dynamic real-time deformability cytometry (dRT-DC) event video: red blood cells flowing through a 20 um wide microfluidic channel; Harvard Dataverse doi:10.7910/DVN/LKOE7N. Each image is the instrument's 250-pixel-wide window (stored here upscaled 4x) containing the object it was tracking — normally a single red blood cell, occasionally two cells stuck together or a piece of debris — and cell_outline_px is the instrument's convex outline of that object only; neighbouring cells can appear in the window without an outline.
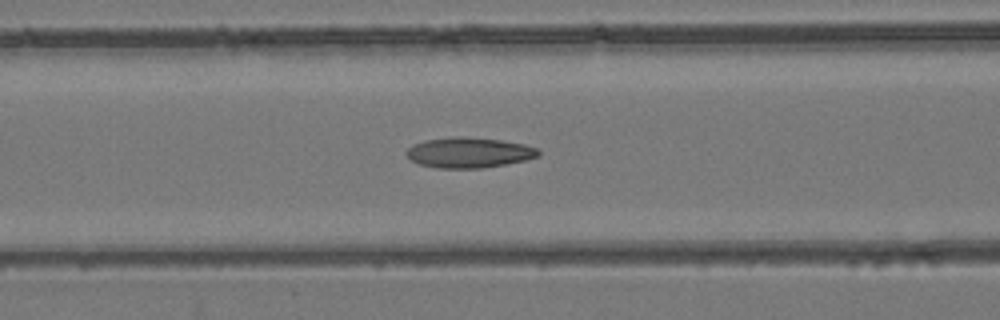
{"species": "common noctule bat (a hibernating species)", "species_latin": "Nyctalus noctula", "temperature_condition": "room temperature", "stored_images_in_passage": 36, "camera_frame_rate_fps": 3000, "um_per_image_px": 0.085, "animal": {"sex": "female", "body_mass_g": 24.6, "forearm_length_mm": 56.2}, "frame": {"image": 1, "passage_image": 5, "time_ms": 1.333, "image_size_px": [1000, 320], "cell_outline_px": [[540, 156], [524, 160], [504, 164], [480, 168], [436, 168], [420, 164], [412, 160], [404, 152], [412, 144], [424, 140], [452, 136], [460, 136], [500, 140], [524, 144], [536, 148], [540, 152]], "centroid_in_image_um": [39.83, 12.96], "position_along_channel_um": 126.8, "area_um2": 23.29}}
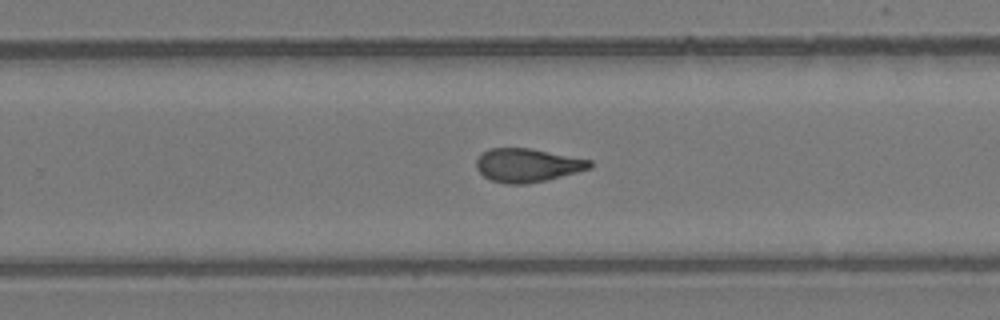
{"frame": {"image": 2, "passage_image": 17, "time_ms": 5.333, "image_size_px": [1000, 320], "cell_outline_px": [[592, 168], [544, 180], [524, 184], [504, 184], [492, 180], [484, 176], [476, 168], [476, 160], [488, 148], [532, 148], [592, 160]], "centroid_in_image_um": [44.83, 14.03], "position_along_channel_um": 285.0, "area_um2": 22.08}}
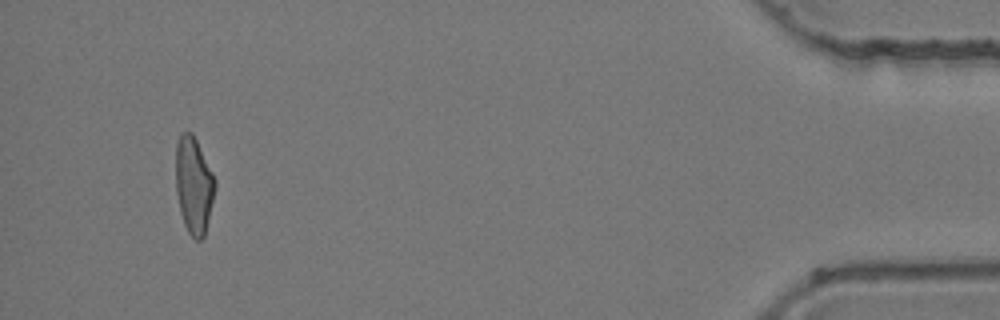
{"frame": {"image": 3, "passage_image": 33, "time_ms": 10.667, "image_size_px": [1000, 320], "cell_outline_px": [[216, 188], [204, 236], [200, 240], [196, 240], [188, 232], [184, 224], [180, 212], [176, 192], [176, 144], [180, 132], [192, 132], [216, 180]], "centroid_in_image_um": [16.46, 15.74], "position_along_channel_um": 418.7, "area_um2": 22.08}, "authors_computed_cell_mechanics": {"area_um2": 22.3397, "velocity_mm_per_s": 3.9533, "shape_relaxation_time_tau1_ms": null, "shape_relaxation_time_tau2_ms": 2.4437, "deformation_change_tau1": null, "deformation_change_tau2": 0.1042}}